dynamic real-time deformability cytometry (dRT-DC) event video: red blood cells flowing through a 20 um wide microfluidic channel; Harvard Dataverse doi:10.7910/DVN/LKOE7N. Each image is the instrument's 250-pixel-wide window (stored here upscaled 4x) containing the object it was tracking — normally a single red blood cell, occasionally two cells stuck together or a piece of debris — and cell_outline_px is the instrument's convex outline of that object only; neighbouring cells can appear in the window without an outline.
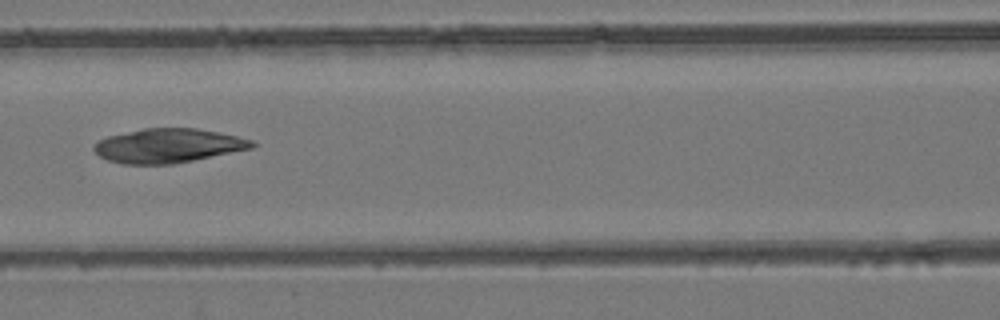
{"species": "common noctule bat (a hibernating species)", "species_latin": "Nyctalus noctula", "temperature_condition": "room temperature", "stored_images_in_passage": 5, "camera_frame_rate_fps": 3000, "um_per_image_px": 0.085, "animal": {"sex": "female", "body_mass_g": 24.6, "forearm_length_mm": 56.2}, "frame": {"image": 1, "passage_image": 5, "time_ms": 4.667, "image_size_px": [1000, 320], "cell_outline_px": [[256, 144], [252, 148], [172, 164], [120, 164], [108, 160], [100, 156], [92, 148], [100, 140], [108, 136], [144, 128], [196, 128], [220, 132], [252, 140]], "centroid_in_image_um": [14.28, 12.38], "position_along_channel_um": 152.3, "area_um2": 31.15}}